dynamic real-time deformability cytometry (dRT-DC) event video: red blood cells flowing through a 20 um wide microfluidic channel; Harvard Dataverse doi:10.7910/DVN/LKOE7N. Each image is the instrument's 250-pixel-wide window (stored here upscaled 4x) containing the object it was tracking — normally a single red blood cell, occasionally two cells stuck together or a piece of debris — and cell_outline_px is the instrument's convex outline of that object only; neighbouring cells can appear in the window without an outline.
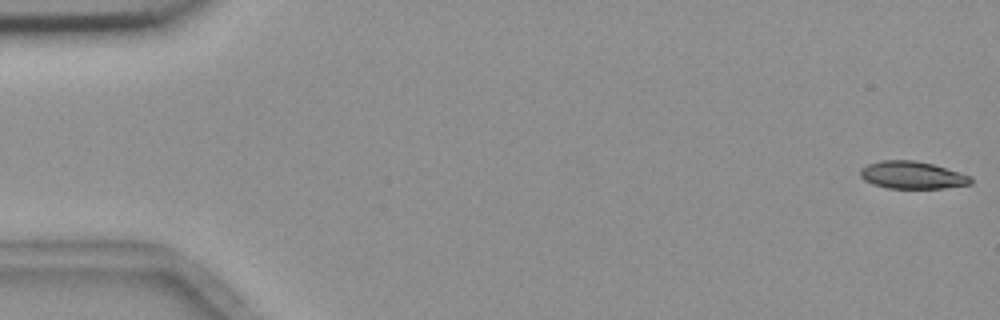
{"species": "common noctule bat (a hibernating species)", "species_latin": "Nyctalus noctula", "temperature_condition": "room temperature", "stored_images_in_passage": 5, "camera_frame_rate_fps": 3000, "um_per_image_px": 0.085, "animal": {"sex": "female", "body_mass_g": 18.4}, "frame": {"image": 1, "passage_image": 1, "time_ms": 0.0, "image_size_px": [1000, 320], "cell_outline_px": [[972, 184], [944, 188], [888, 188], [872, 184], [864, 180], [860, 176], [860, 168], [868, 164], [880, 160], [912, 160], [932, 164], [972, 176]], "centroid_in_image_um": [77.52, 14.88], "position_along_channel_um": 7.5, "area_um2": 17.69}}
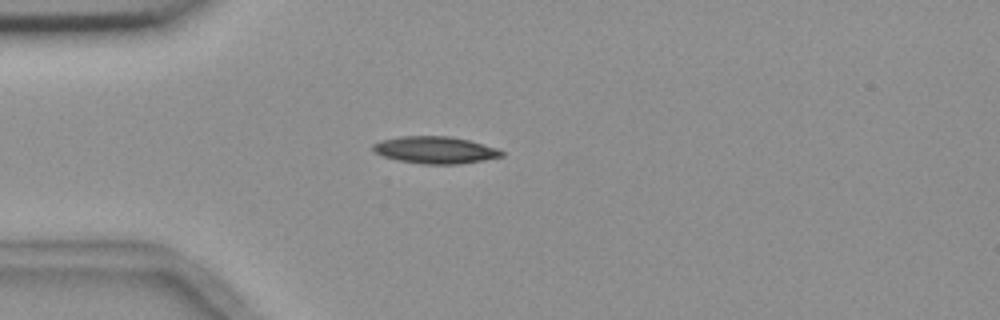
{"frame": {"image": 2, "passage_image": 5, "time_ms": 4.667, "image_size_px": [1000, 320], "cell_outline_px": [[504, 156], [456, 164], [424, 164], [400, 160], [384, 156], [376, 152], [372, 148], [372, 144], [380, 140], [400, 136], [448, 136], [468, 140], [496, 148], [504, 152]], "centroid_in_image_um": [36.96, 12.74], "position_along_channel_um": 48.0, "area_um2": 19.94}}